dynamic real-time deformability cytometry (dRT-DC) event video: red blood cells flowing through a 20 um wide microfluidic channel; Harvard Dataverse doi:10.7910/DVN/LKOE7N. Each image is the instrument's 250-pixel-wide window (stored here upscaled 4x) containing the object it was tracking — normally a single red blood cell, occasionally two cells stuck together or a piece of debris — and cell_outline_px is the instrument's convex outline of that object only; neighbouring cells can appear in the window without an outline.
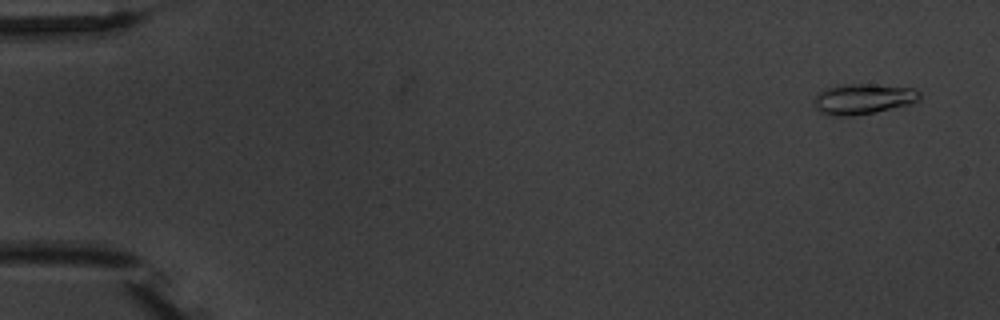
{"species": "common noctule bat (a hibernating species)", "species_latin": "Nyctalus noctula", "temperature_condition": "warm", "stored_images_in_passage": 6, "camera_frame_rate_fps": 3000, "um_per_image_px": 0.085, "animal": {"sex": "male", "body_mass_g": 20.1, "forearm_length_mm": 53.5}, "frame": {"image": 1, "passage_image": 1, "time_ms": 0.0, "image_size_px": [1000, 320], "cell_outline_px": [[920, 100], [908, 104], [876, 112], [852, 116], [832, 116], [820, 112], [816, 108], [812, 100], [820, 92], [828, 88], [840, 84], [872, 84], [916, 88], [920, 92]], "centroid_in_image_um": [73.36, 8.41], "position_along_channel_um": 11.6, "area_um2": 18.84}}